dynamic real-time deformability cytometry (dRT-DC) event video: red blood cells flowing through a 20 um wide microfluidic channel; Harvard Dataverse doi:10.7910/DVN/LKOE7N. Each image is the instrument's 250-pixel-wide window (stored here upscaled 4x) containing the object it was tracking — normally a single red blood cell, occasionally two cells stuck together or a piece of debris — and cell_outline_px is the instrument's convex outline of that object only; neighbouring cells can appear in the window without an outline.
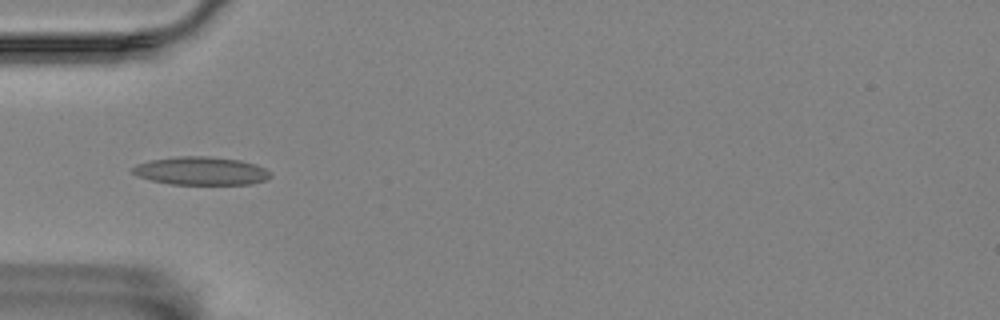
{"species": "Egyptian fruit bat (a non-hibernating species)", "species_latin": "Rousettus aegyptiacus", "temperature_condition": "room temperature", "stored_images_in_passage": 6, "camera_frame_rate_fps": 3000, "um_per_image_px": 0.085, "animal": {"sex": "female"}, "frame": {"image": 1, "passage_image": 4, "time_ms": 4.667, "image_size_px": [1000, 320], "cell_outline_px": [[272, 176], [264, 180], [252, 184], [172, 184], [152, 180], [136, 176], [132, 172], [132, 168], [136, 164], [152, 160], [180, 156], [208, 156], [240, 160], [256, 164], [272, 172]], "centroid_in_image_um": [17.11, 14.52], "position_along_channel_um": 67.9, "area_um2": 22.6}}
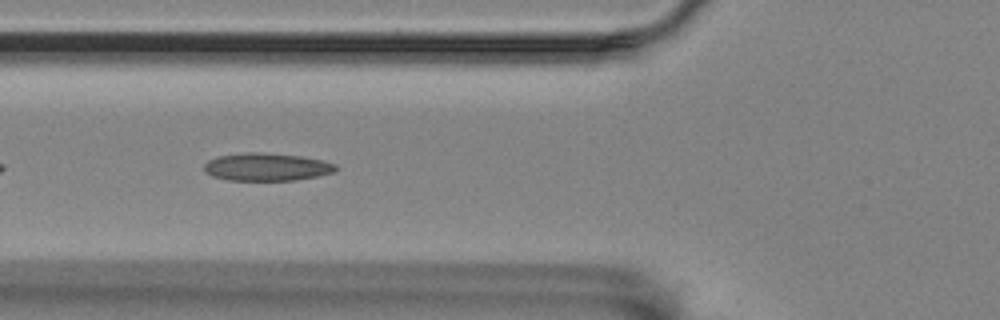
{"frame": {"image": 2, "passage_image": 5, "time_ms": 5.667, "image_size_px": [1000, 320], "cell_outline_px": [[336, 172], [296, 180], [228, 180], [212, 176], [204, 172], [204, 164], [208, 160], [216, 156], [248, 152], [256, 152], [300, 156], [320, 160], [336, 164]], "centroid_in_image_um": [22.62, 14.19], "position_along_channel_um": 103.2, "area_um2": 21.21}}
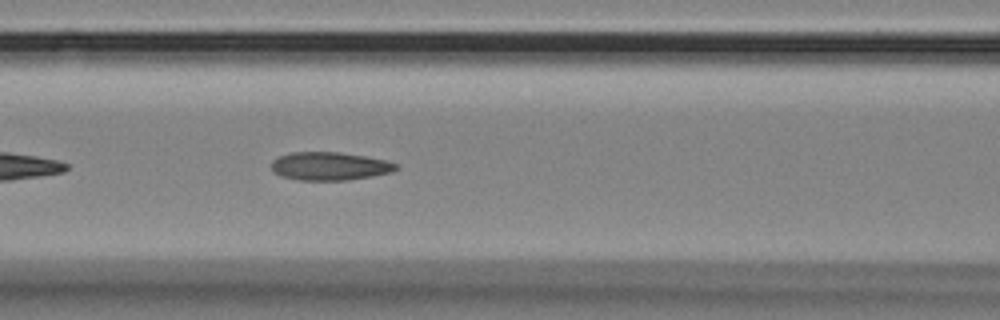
{"frame": {"image": 3, "passage_image": 6, "time_ms": 6.667, "image_size_px": [1000, 320], "cell_outline_px": [[400, 168], [392, 172], [372, 176], [348, 180], [296, 180], [280, 176], [272, 172], [272, 160], [280, 156], [292, 152], [336, 152], [364, 156], [384, 160], [396, 164]], "centroid_in_image_um": [27.99, 14.13], "position_along_channel_um": 138.6, "area_um2": 20.46}}